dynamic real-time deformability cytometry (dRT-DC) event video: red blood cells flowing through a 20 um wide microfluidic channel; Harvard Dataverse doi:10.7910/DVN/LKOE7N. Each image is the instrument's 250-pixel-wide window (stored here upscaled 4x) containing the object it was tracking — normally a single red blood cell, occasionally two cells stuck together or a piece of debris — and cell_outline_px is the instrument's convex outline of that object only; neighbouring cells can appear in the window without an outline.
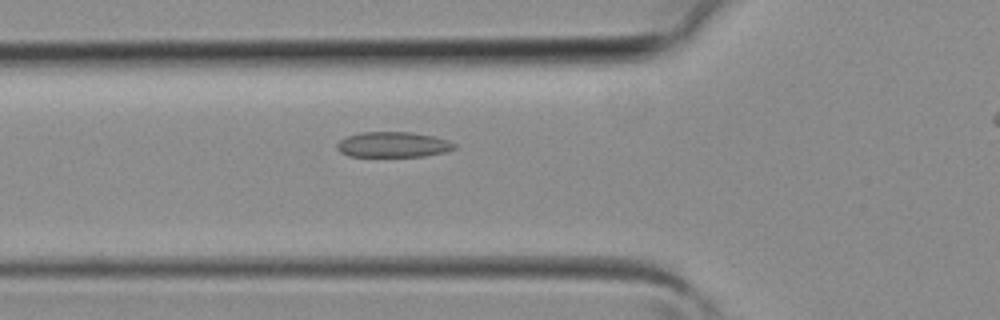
{"species": "common noctule bat (a hibernating species)", "species_latin": "Nyctalus noctula", "temperature_condition": "room temperature", "stored_images_in_passage": 25, "camera_frame_rate_fps": 3000, "um_per_image_px": 0.085, "animal": {"sex": "female", "body_mass_g": 19.3, "forearm_length_mm": 54.1}, "frame": {"image": 1, "passage_image": 3, "time_ms": 0.667, "image_size_px": [1000, 320], "cell_outline_px": [[456, 148], [444, 152], [424, 156], [348, 156], [340, 152], [336, 148], [336, 144], [340, 140], [348, 136], [360, 132], [412, 132], [432, 136], [448, 140], [456, 144]], "centroid_in_image_um": [33.4, 12.29], "position_along_channel_um": 92.4, "area_um2": 17.34}}
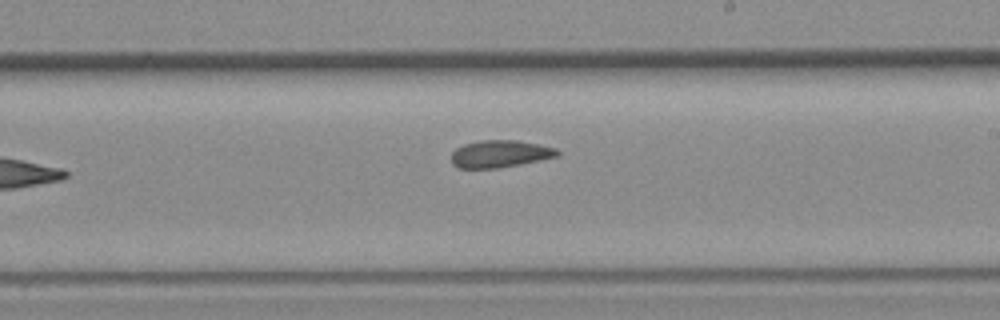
{"frame": {"image": 2, "passage_image": 12, "time_ms": 3.667, "image_size_px": [1000, 320], "cell_outline_px": [[560, 156], [520, 164], [496, 168], [456, 168], [452, 164], [452, 152], [456, 148], [464, 144], [480, 140], [516, 140], [556, 148], [560, 152]], "centroid_in_image_um": [42.49, 13.08], "position_along_channel_um": 246.5, "area_um2": 16.82}}
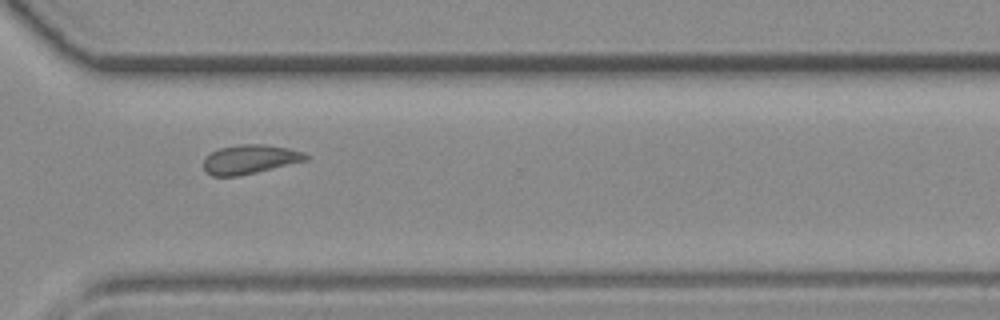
{"frame": {"image": 3, "passage_image": 18, "time_ms": 5.667, "image_size_px": [1000, 320], "cell_outline_px": [[308, 160], [240, 176], [212, 176], [204, 172], [204, 156], [220, 148], [240, 144], [264, 144], [288, 148], [304, 152], [308, 156]], "centroid_in_image_um": [21.22, 13.54], "position_along_channel_um": 349.4, "area_um2": 17.46}}